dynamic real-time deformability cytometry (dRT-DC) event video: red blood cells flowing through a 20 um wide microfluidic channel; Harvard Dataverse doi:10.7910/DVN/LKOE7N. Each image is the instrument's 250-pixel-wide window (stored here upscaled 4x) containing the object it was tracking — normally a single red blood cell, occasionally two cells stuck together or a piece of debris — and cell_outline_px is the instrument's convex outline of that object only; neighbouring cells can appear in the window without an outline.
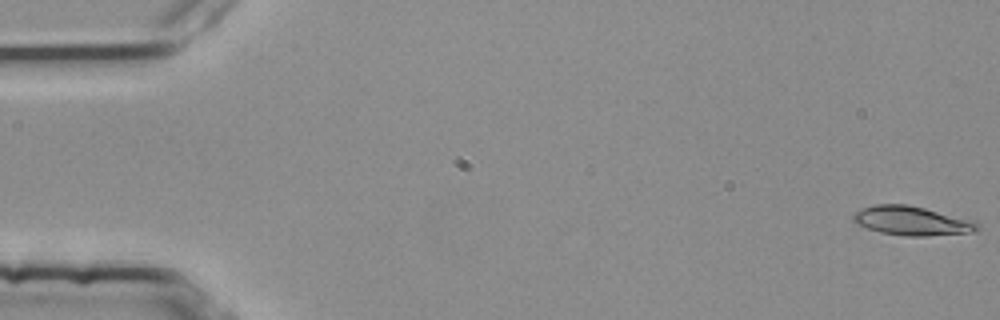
{"species": "common noctule bat (a hibernating species)", "species_latin": "Nyctalus noctula", "temperature_condition": "room temperature", "stored_images_in_passage": 54, "camera_frame_rate_fps": 3000, "um_per_image_px": 0.085, "animal": {"sex": "female", "body_mass_g": 25.1}, "frame": {"image": 1, "passage_image": 1, "time_ms": 0.0, "image_size_px": [1000, 320], "cell_outline_px": [[980, 228], [972, 232], [928, 236], [904, 236], [880, 232], [856, 224], [852, 220], [852, 216], [856, 212], [864, 208], [876, 204], [908, 204], [972, 220]], "centroid_in_image_um": [77.47, 18.77], "position_along_channel_um": 7.5, "area_um2": 20.81}}
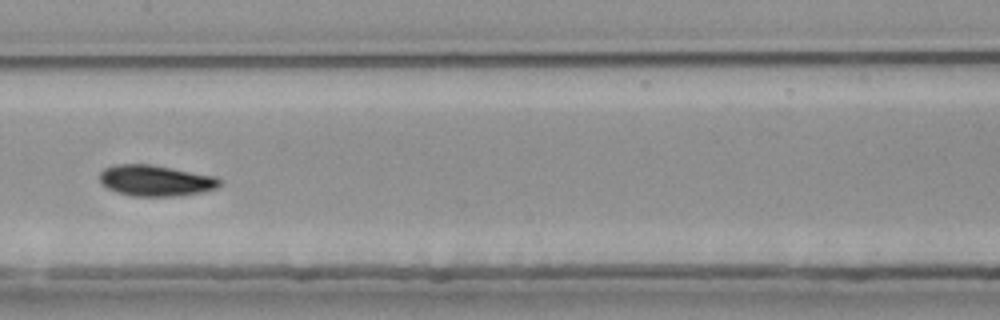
{"frame": {"image": 2, "passage_image": 28, "time_ms": 9.0, "image_size_px": [1000, 320], "cell_outline_px": [[220, 184], [216, 188], [200, 192], [172, 196], [132, 196], [116, 192], [100, 184], [100, 172], [104, 168], [116, 164], [148, 164], [216, 176], [220, 180]], "centroid_in_image_um": [13.18, 15.35], "position_along_channel_um": 194.2, "area_um2": 21.5}}
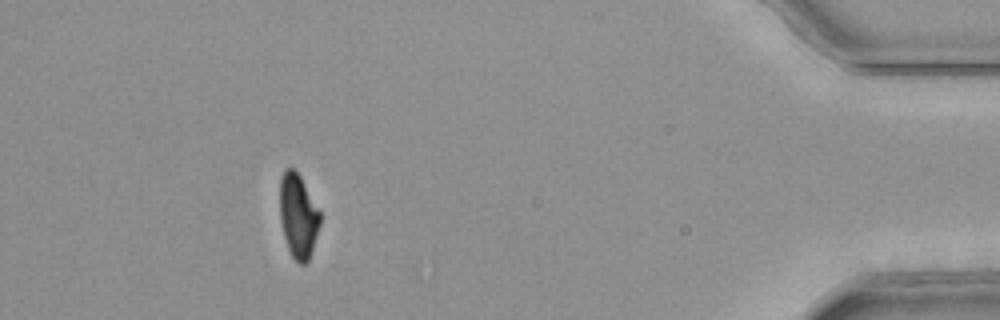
{"frame": {"image": 3, "passage_image": 50, "time_ms": 16.333, "image_size_px": [1000, 320], "cell_outline_px": [[320, 224], [308, 260], [304, 264], [300, 264], [292, 256], [288, 248], [284, 236], [280, 220], [280, 180], [284, 168], [292, 168], [300, 176], [320, 212]], "centroid_in_image_um": [25.32, 18.33], "position_along_channel_um": 409.9, "area_um2": 19.36}, "authors_computed_cell_mechanics": {"area_um2": 21.0103, "velocity_mm_per_s": 3.7925, "shape_relaxation_time_tau1_ms": 5.0129, "shape_relaxation_time_tau2_ms": 3.0469, "deformation_change_tau1": 0.1537, "deformation_change_tau2": 0.0839}}